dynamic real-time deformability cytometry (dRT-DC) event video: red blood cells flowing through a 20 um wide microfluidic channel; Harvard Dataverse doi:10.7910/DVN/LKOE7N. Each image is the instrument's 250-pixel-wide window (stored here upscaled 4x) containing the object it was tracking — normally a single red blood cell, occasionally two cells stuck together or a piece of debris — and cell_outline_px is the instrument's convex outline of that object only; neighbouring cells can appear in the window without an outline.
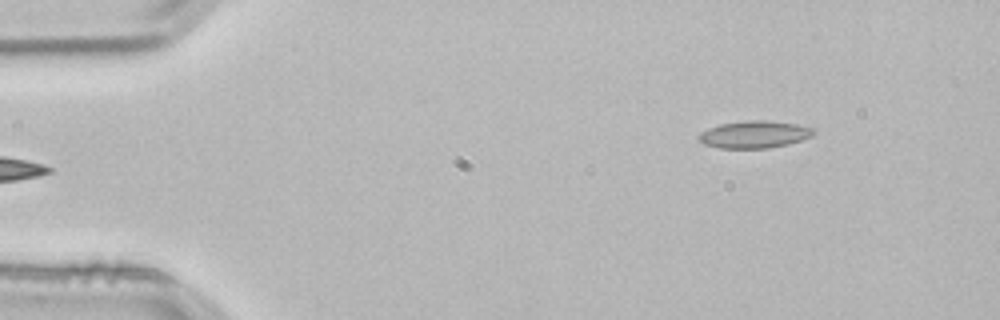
{"species": "common noctule bat (a hibernating species)", "species_latin": "Nyctalus noctula", "temperature_condition": "room temperature", "stored_images_in_passage": 4, "camera_frame_rate_fps": 3000, "um_per_image_px": 0.085, "animal": {"sex": "male", "body_mass_g": 21.5, "forearm_length_mm": 52.0}, "frame": {"image": 1, "passage_image": 4, "time_ms": 1.0, "image_size_px": [1000, 320], "cell_outline_px": [[816, 132], [812, 136], [788, 144], [768, 148], [720, 148], [704, 144], [696, 136], [700, 132], [708, 128], [720, 124], [744, 120], [768, 120], [796, 124], [812, 128]], "centroid_in_image_um": [64.1, 11.42], "position_along_channel_um": 20.9, "area_um2": 18.26}}